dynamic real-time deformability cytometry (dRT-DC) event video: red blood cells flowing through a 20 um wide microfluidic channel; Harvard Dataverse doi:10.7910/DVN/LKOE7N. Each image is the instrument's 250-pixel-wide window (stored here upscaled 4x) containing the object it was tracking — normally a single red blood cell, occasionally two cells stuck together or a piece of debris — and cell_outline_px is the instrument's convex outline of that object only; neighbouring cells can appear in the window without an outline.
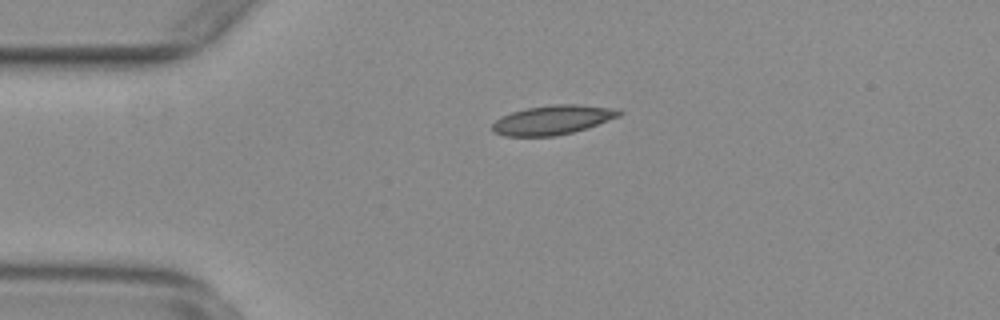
{"species": "common noctule bat (a hibernating species)", "species_latin": "Nyctalus noctula", "temperature_condition": "warm", "stored_images_in_passage": 35, "camera_frame_rate_fps": 3000, "um_per_image_px": 0.085, "animal": {"sex": "female", "body_mass_g": 29.2, "forearm_length_mm": 56.3}, "frame": {"image": 1, "passage_image": 1, "time_ms": 0.0, "image_size_px": [1000, 320], "cell_outline_px": [[624, 112], [620, 116], [588, 128], [556, 136], [504, 136], [492, 132], [492, 124], [500, 116], [512, 112], [528, 108], [552, 104], [580, 104], [620, 108]], "centroid_in_image_um": [47.02, 10.18], "position_along_channel_um": 38.0, "area_um2": 21.96}}
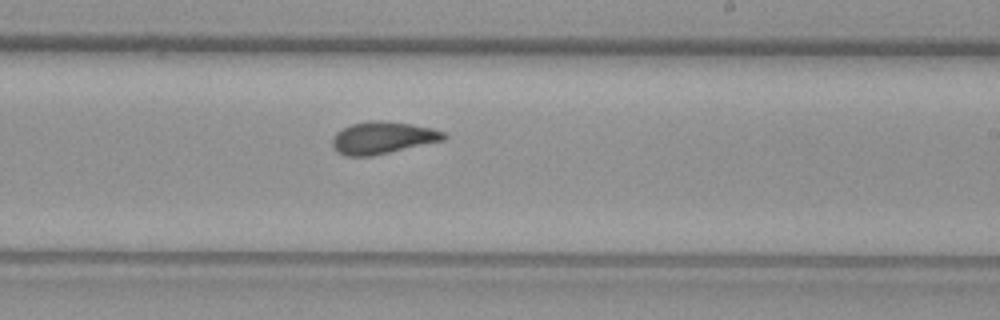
{"frame": {"image": 2, "passage_image": 21, "time_ms": 6.667, "image_size_px": [1000, 320], "cell_outline_px": [[448, 136], [444, 140], [372, 156], [344, 156], [336, 152], [332, 144], [332, 136], [336, 132], [352, 124], [368, 120], [380, 120], [412, 124], [432, 128], [444, 132]], "centroid_in_image_um": [32.5, 11.71], "position_along_channel_um": 256.5, "area_um2": 20.98}}
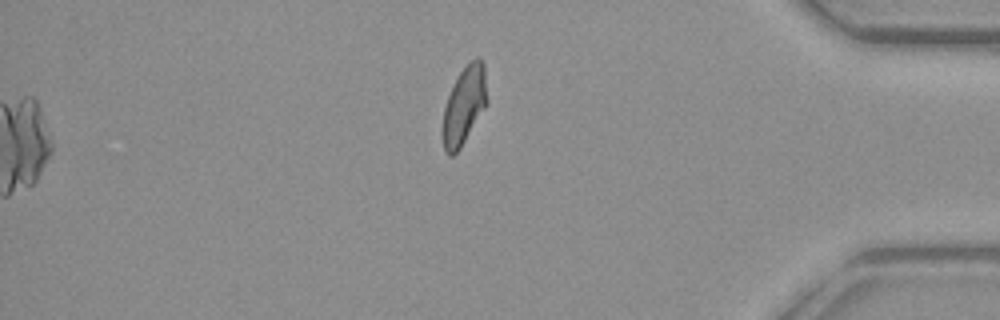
{"frame": {"image": 3, "passage_image": 35, "time_ms": 11.333, "image_size_px": [1000, 320], "cell_outline_px": [[488, 100], [484, 108], [460, 148], [452, 156], [448, 156], [444, 152], [444, 108], [448, 96], [460, 72], [476, 56], [480, 56], [484, 60]], "centroid_in_image_um": [39.5, 8.91], "position_along_channel_um": 395.7, "area_um2": 19.71}, "authors_computed_cell_mechanics": {"area_um2": 20.6924, "velocity_mm_per_s": 3.7404, "shape_relaxation_time_tau1_ms": 8.7411, "shape_relaxation_time_tau2_ms": 1.2355, "deformation_change_tau1": 0.1842, "deformation_change_tau2": 0.055}}